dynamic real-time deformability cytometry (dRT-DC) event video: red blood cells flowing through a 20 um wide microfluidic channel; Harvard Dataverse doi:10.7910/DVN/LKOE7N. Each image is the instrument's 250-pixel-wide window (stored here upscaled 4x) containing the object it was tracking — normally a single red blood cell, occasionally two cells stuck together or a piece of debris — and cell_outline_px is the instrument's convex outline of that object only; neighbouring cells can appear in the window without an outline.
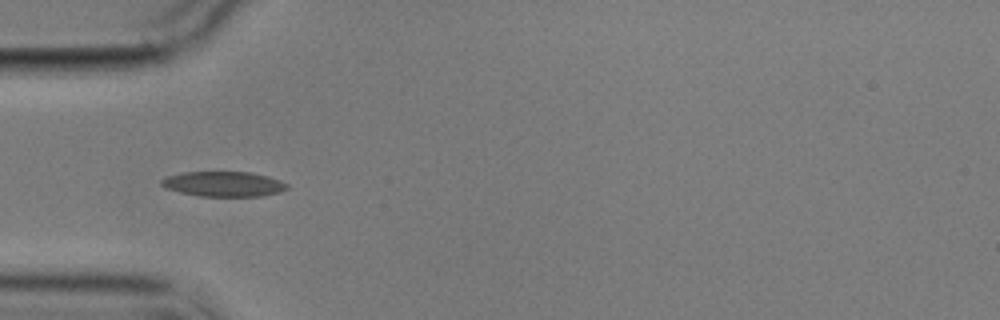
{"species": "common noctule bat (a hibernating species)", "species_latin": "Nyctalus noctula", "temperature_condition": "cold", "stored_images_in_passage": 1, "camera_frame_rate_fps": 3000, "um_per_image_px": 0.085, "animal": {"sex": "male", "body_mass_g": 17.9}, "frame": {"image": 1, "passage_image": 1, "time_ms": 0.0, "image_size_px": [1000, 320], "cell_outline_px": [[288, 188], [280, 192], [264, 196], [200, 196], [180, 192], [164, 188], [160, 184], [160, 180], [168, 176], [184, 172], [252, 172], [268, 176], [280, 180], [288, 184]], "centroid_in_image_um": [19.02, 15.64], "position_along_channel_um": 66.0, "area_um2": 18.44}}